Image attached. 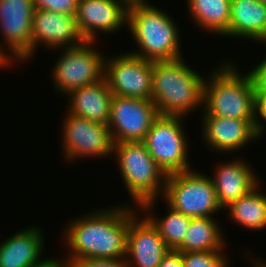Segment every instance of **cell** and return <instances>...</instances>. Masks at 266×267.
<instances>
[{
	"label": "cell",
	"instance_id": "d6986e66",
	"mask_svg": "<svg viewBox=\"0 0 266 267\" xmlns=\"http://www.w3.org/2000/svg\"><path fill=\"white\" fill-rule=\"evenodd\" d=\"M68 113L108 125L113 94L105 79L93 85L76 88L68 94Z\"/></svg>",
	"mask_w": 266,
	"mask_h": 267
},
{
	"label": "cell",
	"instance_id": "52a82bcc",
	"mask_svg": "<svg viewBox=\"0 0 266 267\" xmlns=\"http://www.w3.org/2000/svg\"><path fill=\"white\" fill-rule=\"evenodd\" d=\"M184 117L159 115L147 132L144 143L159 168L168 176L192 169ZM182 119V121H181Z\"/></svg>",
	"mask_w": 266,
	"mask_h": 267
},
{
	"label": "cell",
	"instance_id": "2e32d148",
	"mask_svg": "<svg viewBox=\"0 0 266 267\" xmlns=\"http://www.w3.org/2000/svg\"><path fill=\"white\" fill-rule=\"evenodd\" d=\"M203 142L216 152H235L259 135L254 129V119H234L227 117L202 116Z\"/></svg>",
	"mask_w": 266,
	"mask_h": 267
},
{
	"label": "cell",
	"instance_id": "ffe728a7",
	"mask_svg": "<svg viewBox=\"0 0 266 267\" xmlns=\"http://www.w3.org/2000/svg\"><path fill=\"white\" fill-rule=\"evenodd\" d=\"M225 36L266 42V2L231 0L229 30Z\"/></svg>",
	"mask_w": 266,
	"mask_h": 267
},
{
	"label": "cell",
	"instance_id": "ac0fdd59",
	"mask_svg": "<svg viewBox=\"0 0 266 267\" xmlns=\"http://www.w3.org/2000/svg\"><path fill=\"white\" fill-rule=\"evenodd\" d=\"M43 238L37 226L23 228L8 237L0 244V267H34L44 262Z\"/></svg>",
	"mask_w": 266,
	"mask_h": 267
},
{
	"label": "cell",
	"instance_id": "8992f818",
	"mask_svg": "<svg viewBox=\"0 0 266 267\" xmlns=\"http://www.w3.org/2000/svg\"><path fill=\"white\" fill-rule=\"evenodd\" d=\"M162 194L167 206L190 218L212 217L222 209L211 177L196 170L168 175Z\"/></svg>",
	"mask_w": 266,
	"mask_h": 267
},
{
	"label": "cell",
	"instance_id": "4dcf8cb0",
	"mask_svg": "<svg viewBox=\"0 0 266 267\" xmlns=\"http://www.w3.org/2000/svg\"><path fill=\"white\" fill-rule=\"evenodd\" d=\"M58 260V261H57ZM62 261V262H61ZM53 258H46L44 262L34 267H67L66 261Z\"/></svg>",
	"mask_w": 266,
	"mask_h": 267
},
{
	"label": "cell",
	"instance_id": "9a60e30c",
	"mask_svg": "<svg viewBox=\"0 0 266 267\" xmlns=\"http://www.w3.org/2000/svg\"><path fill=\"white\" fill-rule=\"evenodd\" d=\"M138 213L130 220L127 232L126 262L128 267H158L170 251L158 230Z\"/></svg>",
	"mask_w": 266,
	"mask_h": 267
},
{
	"label": "cell",
	"instance_id": "7c38bea8",
	"mask_svg": "<svg viewBox=\"0 0 266 267\" xmlns=\"http://www.w3.org/2000/svg\"><path fill=\"white\" fill-rule=\"evenodd\" d=\"M62 124L63 155L69 162L81 157H108L113 153L114 142L108 125L66 114ZM78 157V158H77Z\"/></svg>",
	"mask_w": 266,
	"mask_h": 267
},
{
	"label": "cell",
	"instance_id": "603a6c76",
	"mask_svg": "<svg viewBox=\"0 0 266 267\" xmlns=\"http://www.w3.org/2000/svg\"><path fill=\"white\" fill-rule=\"evenodd\" d=\"M260 191L258 184L246 195L225 208L229 210L232 221L253 231L266 227V194Z\"/></svg>",
	"mask_w": 266,
	"mask_h": 267
},
{
	"label": "cell",
	"instance_id": "6da1fadb",
	"mask_svg": "<svg viewBox=\"0 0 266 267\" xmlns=\"http://www.w3.org/2000/svg\"><path fill=\"white\" fill-rule=\"evenodd\" d=\"M131 206L100 208L72 220L64 230L66 260L125 259L129 222L139 209Z\"/></svg>",
	"mask_w": 266,
	"mask_h": 267
},
{
	"label": "cell",
	"instance_id": "83f0119b",
	"mask_svg": "<svg viewBox=\"0 0 266 267\" xmlns=\"http://www.w3.org/2000/svg\"><path fill=\"white\" fill-rule=\"evenodd\" d=\"M262 118L264 119L263 121L266 122V93H255L254 129L260 137L265 135L266 127L263 121H261Z\"/></svg>",
	"mask_w": 266,
	"mask_h": 267
},
{
	"label": "cell",
	"instance_id": "7a4b0ae2",
	"mask_svg": "<svg viewBox=\"0 0 266 267\" xmlns=\"http://www.w3.org/2000/svg\"><path fill=\"white\" fill-rule=\"evenodd\" d=\"M183 60L153 61L151 100L159 115L184 117L203 105L205 79Z\"/></svg>",
	"mask_w": 266,
	"mask_h": 267
},
{
	"label": "cell",
	"instance_id": "d6a6232c",
	"mask_svg": "<svg viewBox=\"0 0 266 267\" xmlns=\"http://www.w3.org/2000/svg\"><path fill=\"white\" fill-rule=\"evenodd\" d=\"M9 61L0 53V68L7 67L9 65Z\"/></svg>",
	"mask_w": 266,
	"mask_h": 267
},
{
	"label": "cell",
	"instance_id": "1f68e13d",
	"mask_svg": "<svg viewBox=\"0 0 266 267\" xmlns=\"http://www.w3.org/2000/svg\"><path fill=\"white\" fill-rule=\"evenodd\" d=\"M127 8L133 6L151 5L147 0H120Z\"/></svg>",
	"mask_w": 266,
	"mask_h": 267
},
{
	"label": "cell",
	"instance_id": "e0dca14e",
	"mask_svg": "<svg viewBox=\"0 0 266 267\" xmlns=\"http://www.w3.org/2000/svg\"><path fill=\"white\" fill-rule=\"evenodd\" d=\"M246 162L244 159H234L221 163L211 176L222 210L260 184L253 167Z\"/></svg>",
	"mask_w": 266,
	"mask_h": 267
},
{
	"label": "cell",
	"instance_id": "44dd1931",
	"mask_svg": "<svg viewBox=\"0 0 266 267\" xmlns=\"http://www.w3.org/2000/svg\"><path fill=\"white\" fill-rule=\"evenodd\" d=\"M195 24L207 32L225 35L229 30L231 0H187Z\"/></svg>",
	"mask_w": 266,
	"mask_h": 267
},
{
	"label": "cell",
	"instance_id": "4fadbf2b",
	"mask_svg": "<svg viewBox=\"0 0 266 267\" xmlns=\"http://www.w3.org/2000/svg\"><path fill=\"white\" fill-rule=\"evenodd\" d=\"M86 42L78 28L76 15L59 14L35 8L32 19L31 56L39 44L46 48L78 47Z\"/></svg>",
	"mask_w": 266,
	"mask_h": 267
},
{
	"label": "cell",
	"instance_id": "277c9868",
	"mask_svg": "<svg viewBox=\"0 0 266 267\" xmlns=\"http://www.w3.org/2000/svg\"><path fill=\"white\" fill-rule=\"evenodd\" d=\"M127 26L138 50L129 51L142 59L151 61L182 58L181 40L172 17L155 5L128 8Z\"/></svg>",
	"mask_w": 266,
	"mask_h": 267
},
{
	"label": "cell",
	"instance_id": "5bb4252c",
	"mask_svg": "<svg viewBox=\"0 0 266 267\" xmlns=\"http://www.w3.org/2000/svg\"><path fill=\"white\" fill-rule=\"evenodd\" d=\"M76 20L85 40L96 42V33L113 34L127 26L128 8L120 0H79Z\"/></svg>",
	"mask_w": 266,
	"mask_h": 267
},
{
	"label": "cell",
	"instance_id": "ba28073f",
	"mask_svg": "<svg viewBox=\"0 0 266 267\" xmlns=\"http://www.w3.org/2000/svg\"><path fill=\"white\" fill-rule=\"evenodd\" d=\"M86 41L78 47L63 48L52 69L54 89L63 95L70 91L93 85L104 79L105 56Z\"/></svg>",
	"mask_w": 266,
	"mask_h": 267
},
{
	"label": "cell",
	"instance_id": "3957f363",
	"mask_svg": "<svg viewBox=\"0 0 266 267\" xmlns=\"http://www.w3.org/2000/svg\"><path fill=\"white\" fill-rule=\"evenodd\" d=\"M214 70L204 81L203 116L254 119L255 93L249 74H241L229 61Z\"/></svg>",
	"mask_w": 266,
	"mask_h": 267
},
{
	"label": "cell",
	"instance_id": "d4e9b609",
	"mask_svg": "<svg viewBox=\"0 0 266 267\" xmlns=\"http://www.w3.org/2000/svg\"><path fill=\"white\" fill-rule=\"evenodd\" d=\"M222 250L181 252L184 267H229Z\"/></svg>",
	"mask_w": 266,
	"mask_h": 267
},
{
	"label": "cell",
	"instance_id": "f1b7e54d",
	"mask_svg": "<svg viewBox=\"0 0 266 267\" xmlns=\"http://www.w3.org/2000/svg\"><path fill=\"white\" fill-rule=\"evenodd\" d=\"M255 68L247 71L249 74L254 93H266V57Z\"/></svg>",
	"mask_w": 266,
	"mask_h": 267
},
{
	"label": "cell",
	"instance_id": "836d02e7",
	"mask_svg": "<svg viewBox=\"0 0 266 267\" xmlns=\"http://www.w3.org/2000/svg\"><path fill=\"white\" fill-rule=\"evenodd\" d=\"M253 261H254L253 263H254L255 267H266V263L263 260L259 259V261H258V259L255 258V260L253 259Z\"/></svg>",
	"mask_w": 266,
	"mask_h": 267
},
{
	"label": "cell",
	"instance_id": "4316f807",
	"mask_svg": "<svg viewBox=\"0 0 266 267\" xmlns=\"http://www.w3.org/2000/svg\"><path fill=\"white\" fill-rule=\"evenodd\" d=\"M65 261L67 267H128L126 259L85 258Z\"/></svg>",
	"mask_w": 266,
	"mask_h": 267
},
{
	"label": "cell",
	"instance_id": "7402d4cb",
	"mask_svg": "<svg viewBox=\"0 0 266 267\" xmlns=\"http://www.w3.org/2000/svg\"><path fill=\"white\" fill-rule=\"evenodd\" d=\"M214 217L191 218L179 252L225 250V237Z\"/></svg>",
	"mask_w": 266,
	"mask_h": 267
},
{
	"label": "cell",
	"instance_id": "cb8c5ba5",
	"mask_svg": "<svg viewBox=\"0 0 266 267\" xmlns=\"http://www.w3.org/2000/svg\"><path fill=\"white\" fill-rule=\"evenodd\" d=\"M155 202H157V199L147 201L142 204L139 209L144 211L145 217L158 230L167 248L176 251L185 239L191 218L172 209L170 206H168L167 216L164 218H157L155 214L152 215V213L149 212V210L152 211Z\"/></svg>",
	"mask_w": 266,
	"mask_h": 267
},
{
	"label": "cell",
	"instance_id": "f546056e",
	"mask_svg": "<svg viewBox=\"0 0 266 267\" xmlns=\"http://www.w3.org/2000/svg\"><path fill=\"white\" fill-rule=\"evenodd\" d=\"M158 267H184L181 252L170 250L163 257Z\"/></svg>",
	"mask_w": 266,
	"mask_h": 267
},
{
	"label": "cell",
	"instance_id": "30bf717a",
	"mask_svg": "<svg viewBox=\"0 0 266 267\" xmlns=\"http://www.w3.org/2000/svg\"><path fill=\"white\" fill-rule=\"evenodd\" d=\"M34 11V0H0V32L4 38V45L0 44V53L10 63L14 58L18 62L28 61L32 58L31 41ZM3 49L9 50L11 54L8 52L6 55L7 52Z\"/></svg>",
	"mask_w": 266,
	"mask_h": 267
},
{
	"label": "cell",
	"instance_id": "484cf974",
	"mask_svg": "<svg viewBox=\"0 0 266 267\" xmlns=\"http://www.w3.org/2000/svg\"><path fill=\"white\" fill-rule=\"evenodd\" d=\"M79 0H34L35 8L59 14L76 15Z\"/></svg>",
	"mask_w": 266,
	"mask_h": 267
},
{
	"label": "cell",
	"instance_id": "8fae6325",
	"mask_svg": "<svg viewBox=\"0 0 266 267\" xmlns=\"http://www.w3.org/2000/svg\"><path fill=\"white\" fill-rule=\"evenodd\" d=\"M158 116L151 99L113 95L108 123L113 142L144 141Z\"/></svg>",
	"mask_w": 266,
	"mask_h": 267
},
{
	"label": "cell",
	"instance_id": "9c48e42d",
	"mask_svg": "<svg viewBox=\"0 0 266 267\" xmlns=\"http://www.w3.org/2000/svg\"><path fill=\"white\" fill-rule=\"evenodd\" d=\"M123 54L104 61V79L112 94L151 99L153 61Z\"/></svg>",
	"mask_w": 266,
	"mask_h": 267
},
{
	"label": "cell",
	"instance_id": "5b68a950",
	"mask_svg": "<svg viewBox=\"0 0 266 267\" xmlns=\"http://www.w3.org/2000/svg\"><path fill=\"white\" fill-rule=\"evenodd\" d=\"M113 154L118 160L123 183L138 207L164 193L167 175L149 154L143 141L114 143Z\"/></svg>",
	"mask_w": 266,
	"mask_h": 267
}]
</instances>
